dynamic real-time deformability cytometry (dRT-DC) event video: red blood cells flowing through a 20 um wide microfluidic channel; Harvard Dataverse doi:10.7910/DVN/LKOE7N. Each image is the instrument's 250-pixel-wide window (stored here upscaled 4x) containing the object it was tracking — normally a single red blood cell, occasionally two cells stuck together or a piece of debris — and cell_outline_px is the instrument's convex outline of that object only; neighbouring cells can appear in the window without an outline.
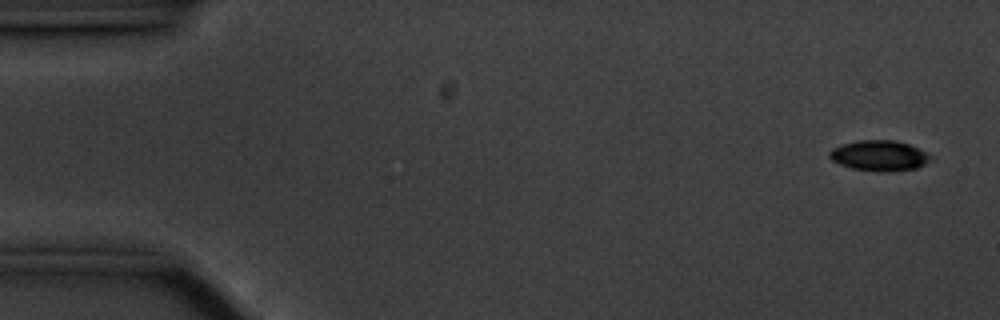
{"species": "common noctule bat (a hibernating species)", "species_latin": "Nyctalus noctula", "temperature_condition": "cold", "stored_images_in_passage": 57, "camera_frame_rate_fps": 3000, "um_per_image_px": 0.085, "animal": {"sex": "male", "body_mass_g": 20.1, "forearm_length_mm": 53.5}, "frame": {"image": 1, "passage_image": 3, "time_ms": 0.667, "image_size_px": [1000, 320], "cell_outline_px": [[932, 156], [924, 164], [916, 168], [888, 172], [880, 172], [852, 168], [840, 164], [832, 160], [828, 156], [828, 152], [832, 148], [844, 144], [860, 140], [896, 140], [908, 144]], "centroid_in_image_um": [74.7, 13.23], "position_along_channel_um": 10.3, "area_um2": 17.74}}
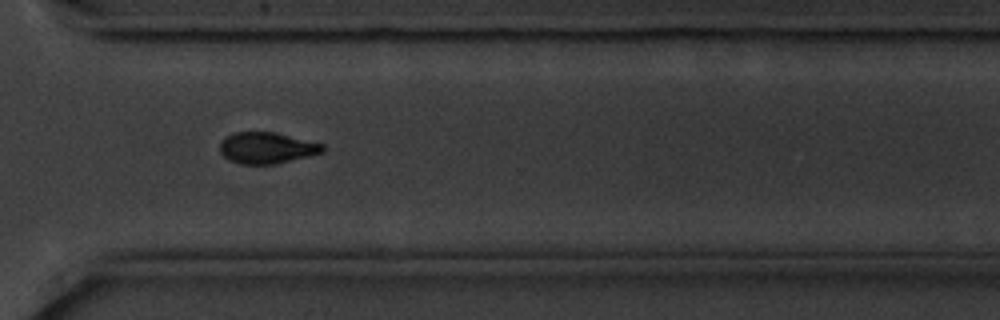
{"frame": {"image": 2, "passage_image": 42, "time_ms": 13.667, "image_size_px": [1000, 320], "cell_outline_px": [[324, 152], [308, 156], [272, 164], [244, 164], [232, 160], [224, 156], [220, 152], [220, 140], [224, 136], [232, 132], [272, 132], [324, 144]], "centroid_in_image_um": [22.64, 12.55], "position_along_channel_um": 348.0, "area_um2": 18.5}}
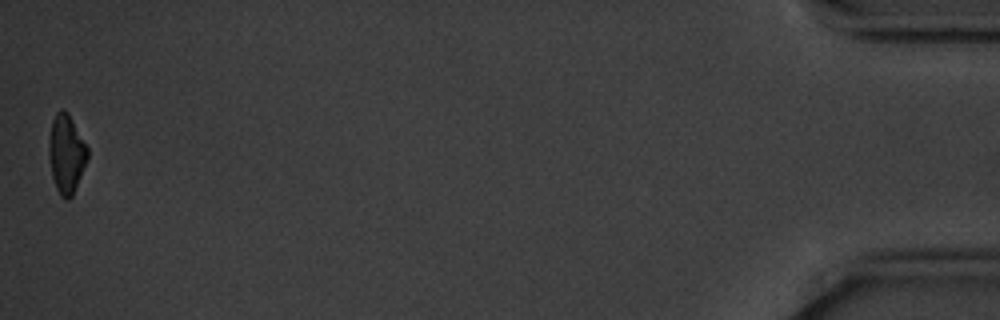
{"frame": {"image": 3, "passage_image": 57, "time_ms": 18.667, "image_size_px": [1000, 320], "cell_outline_px": [[88, 160], [72, 196], [68, 200], [64, 200], [60, 196], [56, 188], [52, 176], [48, 156], [48, 140], [52, 120], [56, 112], [60, 108], [68, 112], [88, 148]], "centroid_in_image_um": [5.63, 13.08], "position_along_channel_um": 429.6, "area_um2": 17.98}, "authors_computed_cell_mechanics": {"area_um2": 18.785, "velocity_mm_per_s": 3.5359, "shape_relaxation_time_tau1_ms": 2.0842, "shape_relaxation_time_tau2_ms": null, "deformation_change_tau1": 0.1082, "deformation_change_tau2": null}}